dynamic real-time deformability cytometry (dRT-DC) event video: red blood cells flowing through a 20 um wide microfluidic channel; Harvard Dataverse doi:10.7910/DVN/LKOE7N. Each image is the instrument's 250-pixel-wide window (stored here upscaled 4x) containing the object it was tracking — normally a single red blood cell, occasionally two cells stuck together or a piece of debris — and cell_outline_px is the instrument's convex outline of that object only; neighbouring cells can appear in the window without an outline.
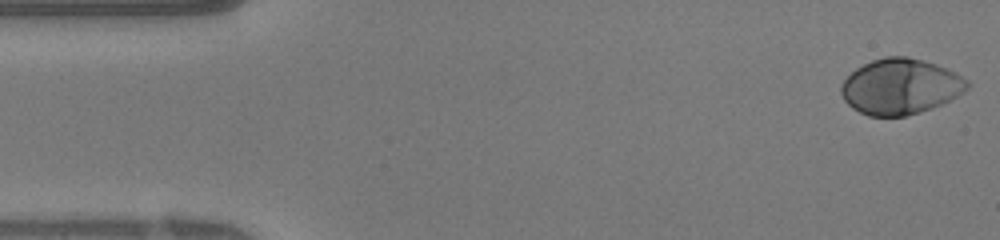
{"species": "human", "species_latin": "Homo sapiens", "temperature_condition": "warm", "stored_images_in_passage": 12, "camera_frame_rate_fps": 3000, "um_per_image_px": 0.085, "donor": {"sex": "female"}, "frame": {"image": 1, "passage_image": 1, "time_ms": 0.0, "image_size_px": [1000, 240], "cell_outline_px": [[972, 84], [964, 92], [932, 108], [920, 112], [904, 116], [868, 116], [852, 108], [844, 100], [840, 92], [840, 84], [856, 68], [872, 60], [884, 56], [908, 56], [936, 64], [956, 72], [968, 80]], "centroid_in_image_um": [76.53, 7.35], "position_along_channel_um": 8.5, "area_um2": 40.98}}